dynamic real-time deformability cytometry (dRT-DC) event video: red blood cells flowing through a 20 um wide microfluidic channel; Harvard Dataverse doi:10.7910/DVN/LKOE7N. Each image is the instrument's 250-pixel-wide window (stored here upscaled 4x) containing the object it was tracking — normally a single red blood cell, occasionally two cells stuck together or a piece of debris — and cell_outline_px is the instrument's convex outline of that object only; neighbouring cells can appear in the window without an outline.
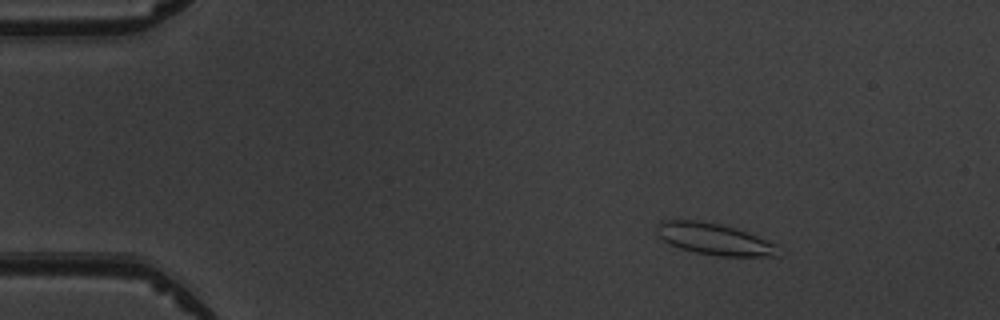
{"species": "common noctule bat (a hibernating species)", "species_latin": "Nyctalus noctula", "temperature_condition": "warm", "stored_images_in_passage": 6, "camera_frame_rate_fps": 3000, "um_per_image_px": 0.085, "animal": {"sex": "male", "body_mass_g": 19.5, "forearm_length_mm": 54.6}, "frame": {"image": 1, "passage_image": 3, "time_ms": 2.333, "image_size_px": [1000, 320], "cell_outline_px": [[780, 256], [720, 256], [696, 252], [680, 248], [668, 244], [656, 232], [656, 224], [660, 220], [700, 220], [720, 224], [736, 228], [776, 244]], "centroid_in_image_um": [60.68, 20.31], "position_along_channel_um": 24.3, "area_um2": 22.25}}